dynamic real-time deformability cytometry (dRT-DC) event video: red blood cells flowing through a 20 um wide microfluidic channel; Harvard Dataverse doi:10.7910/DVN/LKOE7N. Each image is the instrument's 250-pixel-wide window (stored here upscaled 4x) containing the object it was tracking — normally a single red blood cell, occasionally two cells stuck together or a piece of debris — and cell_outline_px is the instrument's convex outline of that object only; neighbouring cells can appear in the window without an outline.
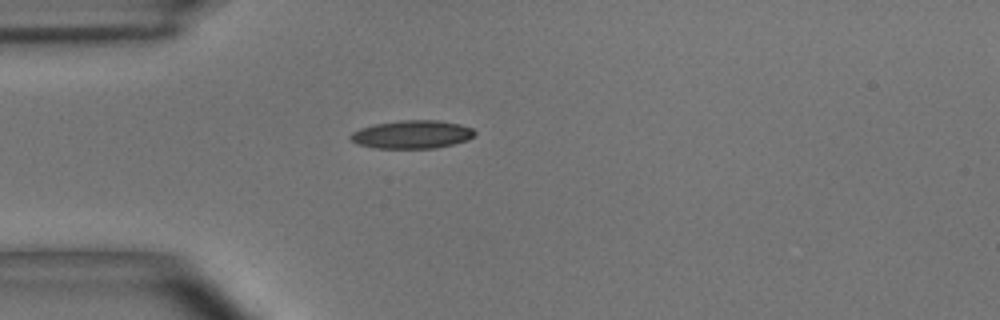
{"species": "common noctule bat (a hibernating species)", "species_latin": "Nyctalus noctula", "temperature_condition": "room temperature", "stored_images_in_passage": 1, "camera_frame_rate_fps": 3000, "um_per_image_px": 0.085, "animal": {"sex": "male", "body_mass_g": 15.6}, "frame": {"image": 1, "passage_image": 1, "time_ms": 0.0, "image_size_px": [1000, 320], "cell_outline_px": [[476, 136], [468, 140], [436, 148], [376, 148], [356, 144], [348, 136], [352, 132], [360, 128], [372, 124], [400, 120], [436, 120], [460, 124], [472, 128], [476, 132]], "centroid_in_image_um": [35.02, 11.42], "position_along_channel_um": 50.0, "area_um2": 20.58}}